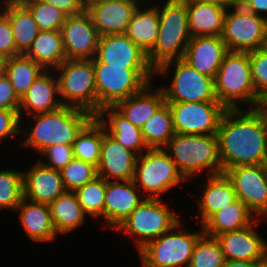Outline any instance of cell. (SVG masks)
Wrapping results in <instances>:
<instances>
[{"label":"cell","instance_id":"14","mask_svg":"<svg viewBox=\"0 0 267 267\" xmlns=\"http://www.w3.org/2000/svg\"><path fill=\"white\" fill-rule=\"evenodd\" d=\"M237 198L254 214L267 215V165H241L227 169Z\"/></svg>","mask_w":267,"mask_h":267},{"label":"cell","instance_id":"23","mask_svg":"<svg viewBox=\"0 0 267 267\" xmlns=\"http://www.w3.org/2000/svg\"><path fill=\"white\" fill-rule=\"evenodd\" d=\"M49 72L44 71L31 85L26 94L21 98L19 106V118L22 119V111L28 114H41L57 110L63 106L59 96L58 80ZM22 108H24L22 110Z\"/></svg>","mask_w":267,"mask_h":267},{"label":"cell","instance_id":"26","mask_svg":"<svg viewBox=\"0 0 267 267\" xmlns=\"http://www.w3.org/2000/svg\"><path fill=\"white\" fill-rule=\"evenodd\" d=\"M15 211L26 234L34 241H51L57 233L53 227L49 204L37 203L23 198Z\"/></svg>","mask_w":267,"mask_h":267},{"label":"cell","instance_id":"13","mask_svg":"<svg viewBox=\"0 0 267 267\" xmlns=\"http://www.w3.org/2000/svg\"><path fill=\"white\" fill-rule=\"evenodd\" d=\"M175 133L216 135L226 108L219 102L168 103Z\"/></svg>","mask_w":267,"mask_h":267},{"label":"cell","instance_id":"39","mask_svg":"<svg viewBox=\"0 0 267 267\" xmlns=\"http://www.w3.org/2000/svg\"><path fill=\"white\" fill-rule=\"evenodd\" d=\"M24 198L23 172L15 170L0 171V209L16 210Z\"/></svg>","mask_w":267,"mask_h":267},{"label":"cell","instance_id":"48","mask_svg":"<svg viewBox=\"0 0 267 267\" xmlns=\"http://www.w3.org/2000/svg\"><path fill=\"white\" fill-rule=\"evenodd\" d=\"M242 7L249 12L262 16L261 12L267 13V0H245Z\"/></svg>","mask_w":267,"mask_h":267},{"label":"cell","instance_id":"44","mask_svg":"<svg viewBox=\"0 0 267 267\" xmlns=\"http://www.w3.org/2000/svg\"><path fill=\"white\" fill-rule=\"evenodd\" d=\"M0 52L8 58L20 55L16 49L8 16L0 11Z\"/></svg>","mask_w":267,"mask_h":267},{"label":"cell","instance_id":"15","mask_svg":"<svg viewBox=\"0 0 267 267\" xmlns=\"http://www.w3.org/2000/svg\"><path fill=\"white\" fill-rule=\"evenodd\" d=\"M60 31L66 59H93L95 57L100 36L86 10L67 16Z\"/></svg>","mask_w":267,"mask_h":267},{"label":"cell","instance_id":"30","mask_svg":"<svg viewBox=\"0 0 267 267\" xmlns=\"http://www.w3.org/2000/svg\"><path fill=\"white\" fill-rule=\"evenodd\" d=\"M159 33V10L156 5L147 9H136L125 31V35L148 54L157 41Z\"/></svg>","mask_w":267,"mask_h":267},{"label":"cell","instance_id":"12","mask_svg":"<svg viewBox=\"0 0 267 267\" xmlns=\"http://www.w3.org/2000/svg\"><path fill=\"white\" fill-rule=\"evenodd\" d=\"M221 38L228 51L250 52L266 45L267 18L235 8L226 11Z\"/></svg>","mask_w":267,"mask_h":267},{"label":"cell","instance_id":"52","mask_svg":"<svg viewBox=\"0 0 267 267\" xmlns=\"http://www.w3.org/2000/svg\"><path fill=\"white\" fill-rule=\"evenodd\" d=\"M7 59L8 57L0 52V74L5 73Z\"/></svg>","mask_w":267,"mask_h":267},{"label":"cell","instance_id":"34","mask_svg":"<svg viewBox=\"0 0 267 267\" xmlns=\"http://www.w3.org/2000/svg\"><path fill=\"white\" fill-rule=\"evenodd\" d=\"M145 144L149 149L163 148L175 135L173 116L167 102H164L141 128Z\"/></svg>","mask_w":267,"mask_h":267},{"label":"cell","instance_id":"40","mask_svg":"<svg viewBox=\"0 0 267 267\" xmlns=\"http://www.w3.org/2000/svg\"><path fill=\"white\" fill-rule=\"evenodd\" d=\"M33 14L40 31L61 30L67 15L42 0H20Z\"/></svg>","mask_w":267,"mask_h":267},{"label":"cell","instance_id":"43","mask_svg":"<svg viewBox=\"0 0 267 267\" xmlns=\"http://www.w3.org/2000/svg\"><path fill=\"white\" fill-rule=\"evenodd\" d=\"M41 154H45L49 162H39L58 171H61L74 158L73 146L63 144L52 145L43 150Z\"/></svg>","mask_w":267,"mask_h":267},{"label":"cell","instance_id":"35","mask_svg":"<svg viewBox=\"0 0 267 267\" xmlns=\"http://www.w3.org/2000/svg\"><path fill=\"white\" fill-rule=\"evenodd\" d=\"M103 135L104 124L95 116L77 135L73 143L74 158L97 167Z\"/></svg>","mask_w":267,"mask_h":267},{"label":"cell","instance_id":"5","mask_svg":"<svg viewBox=\"0 0 267 267\" xmlns=\"http://www.w3.org/2000/svg\"><path fill=\"white\" fill-rule=\"evenodd\" d=\"M97 91V115L105 107H114L118 102L140 92L154 73L151 66H109L93 63Z\"/></svg>","mask_w":267,"mask_h":267},{"label":"cell","instance_id":"16","mask_svg":"<svg viewBox=\"0 0 267 267\" xmlns=\"http://www.w3.org/2000/svg\"><path fill=\"white\" fill-rule=\"evenodd\" d=\"M137 158L135 152L117 142L104 126L97 176L106 181L133 180Z\"/></svg>","mask_w":267,"mask_h":267},{"label":"cell","instance_id":"53","mask_svg":"<svg viewBox=\"0 0 267 267\" xmlns=\"http://www.w3.org/2000/svg\"><path fill=\"white\" fill-rule=\"evenodd\" d=\"M257 267H267V257L262 261H259Z\"/></svg>","mask_w":267,"mask_h":267},{"label":"cell","instance_id":"41","mask_svg":"<svg viewBox=\"0 0 267 267\" xmlns=\"http://www.w3.org/2000/svg\"><path fill=\"white\" fill-rule=\"evenodd\" d=\"M60 174L66 191L75 192L78 188L93 180L97 176V170L94 165L73 158L60 171Z\"/></svg>","mask_w":267,"mask_h":267},{"label":"cell","instance_id":"28","mask_svg":"<svg viewBox=\"0 0 267 267\" xmlns=\"http://www.w3.org/2000/svg\"><path fill=\"white\" fill-rule=\"evenodd\" d=\"M3 7L1 11L9 18L16 49L25 54L40 31L33 14L20 0H7Z\"/></svg>","mask_w":267,"mask_h":267},{"label":"cell","instance_id":"37","mask_svg":"<svg viewBox=\"0 0 267 267\" xmlns=\"http://www.w3.org/2000/svg\"><path fill=\"white\" fill-rule=\"evenodd\" d=\"M106 180L96 176L84 186L78 188L75 193L83 211L91 217H103L105 204Z\"/></svg>","mask_w":267,"mask_h":267},{"label":"cell","instance_id":"4","mask_svg":"<svg viewBox=\"0 0 267 267\" xmlns=\"http://www.w3.org/2000/svg\"><path fill=\"white\" fill-rule=\"evenodd\" d=\"M159 10V33L154 48L147 54L154 71L163 63L184 57L191 39L187 5L183 0H167Z\"/></svg>","mask_w":267,"mask_h":267},{"label":"cell","instance_id":"7","mask_svg":"<svg viewBox=\"0 0 267 267\" xmlns=\"http://www.w3.org/2000/svg\"><path fill=\"white\" fill-rule=\"evenodd\" d=\"M59 95L65 106H74L97 116V91L93 59H66L57 68ZM71 102V103H70Z\"/></svg>","mask_w":267,"mask_h":267},{"label":"cell","instance_id":"10","mask_svg":"<svg viewBox=\"0 0 267 267\" xmlns=\"http://www.w3.org/2000/svg\"><path fill=\"white\" fill-rule=\"evenodd\" d=\"M179 222L178 214L170 211L160 198H145L117 229L136 235L139 239L135 237L134 241L140 250L149 241L172 230Z\"/></svg>","mask_w":267,"mask_h":267},{"label":"cell","instance_id":"42","mask_svg":"<svg viewBox=\"0 0 267 267\" xmlns=\"http://www.w3.org/2000/svg\"><path fill=\"white\" fill-rule=\"evenodd\" d=\"M248 54L256 95L267 96V48L264 46Z\"/></svg>","mask_w":267,"mask_h":267},{"label":"cell","instance_id":"18","mask_svg":"<svg viewBox=\"0 0 267 267\" xmlns=\"http://www.w3.org/2000/svg\"><path fill=\"white\" fill-rule=\"evenodd\" d=\"M137 8V5L120 1L91 0L86 3V11L99 36L124 34Z\"/></svg>","mask_w":267,"mask_h":267},{"label":"cell","instance_id":"32","mask_svg":"<svg viewBox=\"0 0 267 267\" xmlns=\"http://www.w3.org/2000/svg\"><path fill=\"white\" fill-rule=\"evenodd\" d=\"M25 55L47 71L51 67L57 68L66 60L61 31H39Z\"/></svg>","mask_w":267,"mask_h":267},{"label":"cell","instance_id":"51","mask_svg":"<svg viewBox=\"0 0 267 267\" xmlns=\"http://www.w3.org/2000/svg\"><path fill=\"white\" fill-rule=\"evenodd\" d=\"M259 261L225 260L222 267H257Z\"/></svg>","mask_w":267,"mask_h":267},{"label":"cell","instance_id":"17","mask_svg":"<svg viewBox=\"0 0 267 267\" xmlns=\"http://www.w3.org/2000/svg\"><path fill=\"white\" fill-rule=\"evenodd\" d=\"M93 63H107L109 66H150L147 54L125 34L100 36Z\"/></svg>","mask_w":267,"mask_h":267},{"label":"cell","instance_id":"9","mask_svg":"<svg viewBox=\"0 0 267 267\" xmlns=\"http://www.w3.org/2000/svg\"><path fill=\"white\" fill-rule=\"evenodd\" d=\"M171 64L175 66L171 85L161 88L165 102H218L214 79L198 72L183 58L163 63L154 73L166 74Z\"/></svg>","mask_w":267,"mask_h":267},{"label":"cell","instance_id":"55","mask_svg":"<svg viewBox=\"0 0 267 267\" xmlns=\"http://www.w3.org/2000/svg\"><path fill=\"white\" fill-rule=\"evenodd\" d=\"M266 155H267V131H266Z\"/></svg>","mask_w":267,"mask_h":267},{"label":"cell","instance_id":"49","mask_svg":"<svg viewBox=\"0 0 267 267\" xmlns=\"http://www.w3.org/2000/svg\"><path fill=\"white\" fill-rule=\"evenodd\" d=\"M253 110L261 118L264 128L267 130V96H261L255 102Z\"/></svg>","mask_w":267,"mask_h":267},{"label":"cell","instance_id":"2","mask_svg":"<svg viewBox=\"0 0 267 267\" xmlns=\"http://www.w3.org/2000/svg\"><path fill=\"white\" fill-rule=\"evenodd\" d=\"M94 117L87 110L65 105L52 112L35 114V125L23 144L39 153L52 145L73 146L77 135Z\"/></svg>","mask_w":267,"mask_h":267},{"label":"cell","instance_id":"27","mask_svg":"<svg viewBox=\"0 0 267 267\" xmlns=\"http://www.w3.org/2000/svg\"><path fill=\"white\" fill-rule=\"evenodd\" d=\"M199 203L201 226L216 212L237 199L231 180L225 173L208 176Z\"/></svg>","mask_w":267,"mask_h":267},{"label":"cell","instance_id":"8","mask_svg":"<svg viewBox=\"0 0 267 267\" xmlns=\"http://www.w3.org/2000/svg\"><path fill=\"white\" fill-rule=\"evenodd\" d=\"M180 226L181 222L138 250L142 267H182L185 264L186 267L189 266L195 244L204 231L201 227V232H184L182 229L178 230Z\"/></svg>","mask_w":267,"mask_h":267},{"label":"cell","instance_id":"31","mask_svg":"<svg viewBox=\"0 0 267 267\" xmlns=\"http://www.w3.org/2000/svg\"><path fill=\"white\" fill-rule=\"evenodd\" d=\"M253 217L254 214L237 198L227 207L214 213L202 227L205 234L215 237L248 227L253 223Z\"/></svg>","mask_w":267,"mask_h":267},{"label":"cell","instance_id":"24","mask_svg":"<svg viewBox=\"0 0 267 267\" xmlns=\"http://www.w3.org/2000/svg\"><path fill=\"white\" fill-rule=\"evenodd\" d=\"M152 90L149 83L137 94L118 102L114 108L130 123L141 129L165 102L161 88Z\"/></svg>","mask_w":267,"mask_h":267},{"label":"cell","instance_id":"3","mask_svg":"<svg viewBox=\"0 0 267 267\" xmlns=\"http://www.w3.org/2000/svg\"><path fill=\"white\" fill-rule=\"evenodd\" d=\"M163 150L186 180L205 169H209V176L223 173V160L217 135L175 133Z\"/></svg>","mask_w":267,"mask_h":267},{"label":"cell","instance_id":"21","mask_svg":"<svg viewBox=\"0 0 267 267\" xmlns=\"http://www.w3.org/2000/svg\"><path fill=\"white\" fill-rule=\"evenodd\" d=\"M133 180L106 181L103 218L117 228L145 199L137 194Z\"/></svg>","mask_w":267,"mask_h":267},{"label":"cell","instance_id":"36","mask_svg":"<svg viewBox=\"0 0 267 267\" xmlns=\"http://www.w3.org/2000/svg\"><path fill=\"white\" fill-rule=\"evenodd\" d=\"M45 69L28 58L25 54H20L7 59L5 74L10 79L17 95L22 98L29 90L34 81L39 78Z\"/></svg>","mask_w":267,"mask_h":267},{"label":"cell","instance_id":"11","mask_svg":"<svg viewBox=\"0 0 267 267\" xmlns=\"http://www.w3.org/2000/svg\"><path fill=\"white\" fill-rule=\"evenodd\" d=\"M144 154L137 158L133 182L143 189V195L150 192L146 198L159 199L162 193L186 180L163 148L148 149Z\"/></svg>","mask_w":267,"mask_h":267},{"label":"cell","instance_id":"45","mask_svg":"<svg viewBox=\"0 0 267 267\" xmlns=\"http://www.w3.org/2000/svg\"><path fill=\"white\" fill-rule=\"evenodd\" d=\"M21 98L17 95L10 79L5 73L0 74V109L19 111Z\"/></svg>","mask_w":267,"mask_h":267},{"label":"cell","instance_id":"47","mask_svg":"<svg viewBox=\"0 0 267 267\" xmlns=\"http://www.w3.org/2000/svg\"><path fill=\"white\" fill-rule=\"evenodd\" d=\"M63 11L67 16L76 15L86 10L84 0H42Z\"/></svg>","mask_w":267,"mask_h":267},{"label":"cell","instance_id":"1","mask_svg":"<svg viewBox=\"0 0 267 267\" xmlns=\"http://www.w3.org/2000/svg\"><path fill=\"white\" fill-rule=\"evenodd\" d=\"M226 109L219 123L217 139L223 160V173L241 165H267L266 129L258 114Z\"/></svg>","mask_w":267,"mask_h":267},{"label":"cell","instance_id":"20","mask_svg":"<svg viewBox=\"0 0 267 267\" xmlns=\"http://www.w3.org/2000/svg\"><path fill=\"white\" fill-rule=\"evenodd\" d=\"M227 52L221 36H195L191 37L183 59L201 74L215 79Z\"/></svg>","mask_w":267,"mask_h":267},{"label":"cell","instance_id":"29","mask_svg":"<svg viewBox=\"0 0 267 267\" xmlns=\"http://www.w3.org/2000/svg\"><path fill=\"white\" fill-rule=\"evenodd\" d=\"M109 117L108 124L104 120ZM105 126L106 131L123 147L135 152L138 156L149 148L144 142L140 128H137L123 117L114 107L103 108L96 116ZM106 121V122H105Z\"/></svg>","mask_w":267,"mask_h":267},{"label":"cell","instance_id":"25","mask_svg":"<svg viewBox=\"0 0 267 267\" xmlns=\"http://www.w3.org/2000/svg\"><path fill=\"white\" fill-rule=\"evenodd\" d=\"M187 5L188 27L192 37L221 36L226 9L203 0H183Z\"/></svg>","mask_w":267,"mask_h":267},{"label":"cell","instance_id":"6","mask_svg":"<svg viewBox=\"0 0 267 267\" xmlns=\"http://www.w3.org/2000/svg\"><path fill=\"white\" fill-rule=\"evenodd\" d=\"M214 84L217 100L226 109L239 108V102L249 103L253 108L259 98L252 82L248 52L228 51L221 62Z\"/></svg>","mask_w":267,"mask_h":267},{"label":"cell","instance_id":"54","mask_svg":"<svg viewBox=\"0 0 267 267\" xmlns=\"http://www.w3.org/2000/svg\"><path fill=\"white\" fill-rule=\"evenodd\" d=\"M108 1H120V2H128V3H132L134 5L138 6V3L136 2L137 0H108Z\"/></svg>","mask_w":267,"mask_h":267},{"label":"cell","instance_id":"22","mask_svg":"<svg viewBox=\"0 0 267 267\" xmlns=\"http://www.w3.org/2000/svg\"><path fill=\"white\" fill-rule=\"evenodd\" d=\"M24 198L50 204L66 192L60 171L48 168L39 161L23 172Z\"/></svg>","mask_w":267,"mask_h":267},{"label":"cell","instance_id":"19","mask_svg":"<svg viewBox=\"0 0 267 267\" xmlns=\"http://www.w3.org/2000/svg\"><path fill=\"white\" fill-rule=\"evenodd\" d=\"M253 223L248 227L215 236L226 260L262 261L267 257V243Z\"/></svg>","mask_w":267,"mask_h":267},{"label":"cell","instance_id":"33","mask_svg":"<svg viewBox=\"0 0 267 267\" xmlns=\"http://www.w3.org/2000/svg\"><path fill=\"white\" fill-rule=\"evenodd\" d=\"M51 220L56 233H68L84 223L87 215L75 192L66 191L49 204Z\"/></svg>","mask_w":267,"mask_h":267},{"label":"cell","instance_id":"46","mask_svg":"<svg viewBox=\"0 0 267 267\" xmlns=\"http://www.w3.org/2000/svg\"><path fill=\"white\" fill-rule=\"evenodd\" d=\"M20 123L19 111L0 109V141L9 136L26 132L20 130Z\"/></svg>","mask_w":267,"mask_h":267},{"label":"cell","instance_id":"38","mask_svg":"<svg viewBox=\"0 0 267 267\" xmlns=\"http://www.w3.org/2000/svg\"><path fill=\"white\" fill-rule=\"evenodd\" d=\"M225 260L216 238L203 233L195 244L188 267H222Z\"/></svg>","mask_w":267,"mask_h":267},{"label":"cell","instance_id":"50","mask_svg":"<svg viewBox=\"0 0 267 267\" xmlns=\"http://www.w3.org/2000/svg\"><path fill=\"white\" fill-rule=\"evenodd\" d=\"M205 2H209L211 4L220 6L221 8L224 9H230L232 8H238V7H242L245 0H203Z\"/></svg>","mask_w":267,"mask_h":267}]
</instances>
